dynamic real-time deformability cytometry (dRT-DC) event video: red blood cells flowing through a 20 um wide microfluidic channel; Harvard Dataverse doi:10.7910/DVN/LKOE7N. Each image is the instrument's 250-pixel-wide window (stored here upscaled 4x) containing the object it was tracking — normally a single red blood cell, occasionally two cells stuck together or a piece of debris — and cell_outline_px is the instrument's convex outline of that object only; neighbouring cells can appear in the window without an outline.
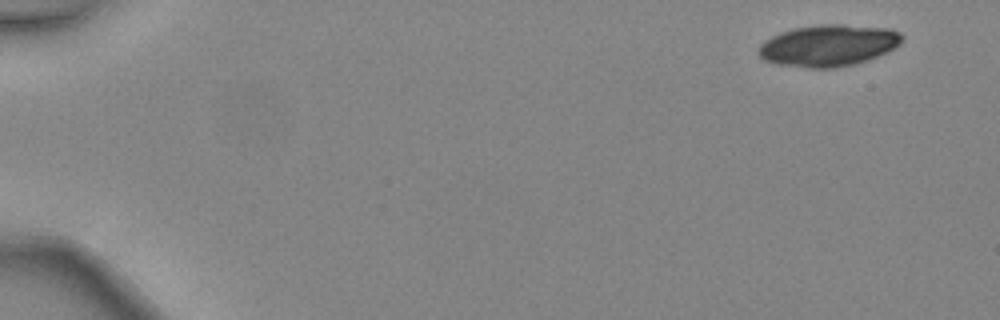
{"species": "common noctule bat (a hibernating species)", "species_latin": "Nyctalus noctula", "temperature_condition": "warm", "stored_images_in_passage": 6, "camera_frame_rate_fps": 3000, "um_per_image_px": 0.085, "animal": {"sex": "female", "body_mass_g": 24.6, "forearm_length_mm": 56.2}, "frame": {"image": 1, "passage_image": 1, "time_ms": 0.0, "image_size_px": [1000, 320], "cell_outline_px": [[904, 40], [896, 48], [888, 52], [868, 60], [852, 64], [832, 68], [808, 68], [776, 64], [764, 60], [760, 56], [760, 44], [764, 40], [780, 32], [796, 28], [820, 24], [840, 24], [892, 28], [900, 32], [904, 36]], "centroid_in_image_um": [70.47, 3.86], "position_along_channel_um": 14.5, "area_um2": 35.03}}
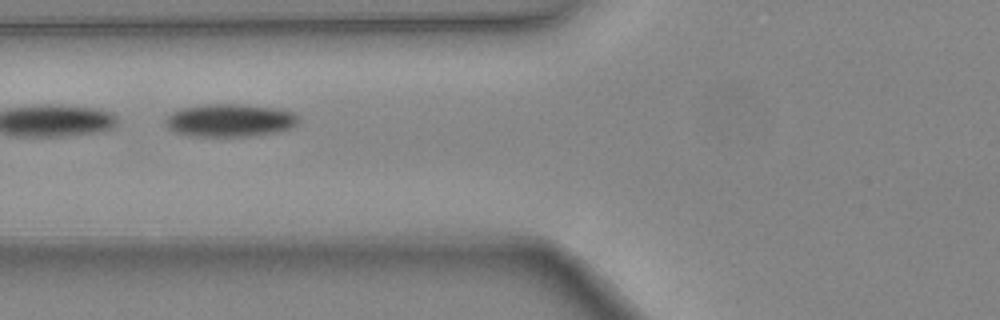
{"frame": {"image": 2, "passage_image": 6, "time_ms": 1.667, "image_size_px": [1000, 320], "cell_outline_px": [[300, 116], [296, 124], [292, 128], [276, 132], [248, 136], [188, 136], [176, 132], [168, 128], [164, 120], [164, 116], [180, 108], [204, 104], [240, 104], [276, 108], [292, 112]], "centroid_in_image_um": [19.51, 10.22], "position_along_channel_um": 106.3, "area_um2": 25.66}}